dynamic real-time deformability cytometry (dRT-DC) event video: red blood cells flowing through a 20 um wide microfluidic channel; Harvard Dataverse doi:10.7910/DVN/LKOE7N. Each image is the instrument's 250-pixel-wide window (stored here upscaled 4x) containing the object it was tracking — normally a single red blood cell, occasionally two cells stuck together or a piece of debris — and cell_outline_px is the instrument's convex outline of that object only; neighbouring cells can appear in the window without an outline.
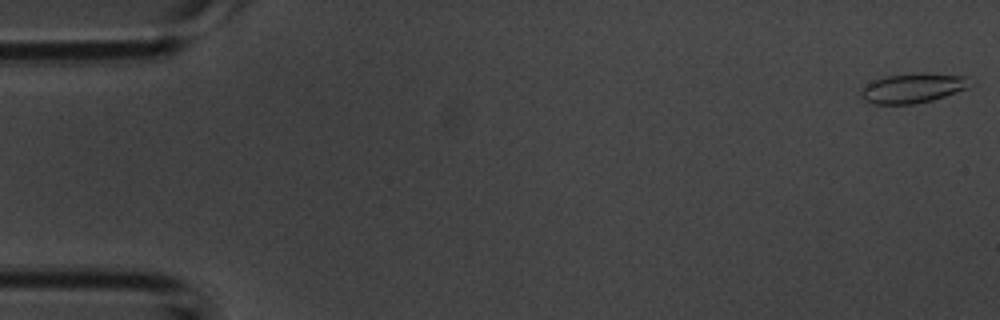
{"species": "common noctule bat (a hibernating species)", "species_latin": "Nyctalus noctula", "temperature_condition": "room temperature", "stored_images_in_passage": 49, "camera_frame_rate_fps": 3000, "um_per_image_px": 0.085, "animal": {"sex": "male", "body_mass_g": 20.1, "forearm_length_mm": 53.5}, "frame": {"image": 1, "passage_image": 1, "time_ms": 0.0, "image_size_px": [1000, 320], "cell_outline_px": [[972, 84], [968, 88], [932, 100], [912, 104], [872, 104], [864, 100], [860, 96], [860, 92], [868, 84], [876, 80], [888, 76], [920, 72], [924, 72], [968, 76]], "centroid_in_image_um": [77.64, 7.48], "position_along_channel_um": 7.4, "area_um2": 18.84}}
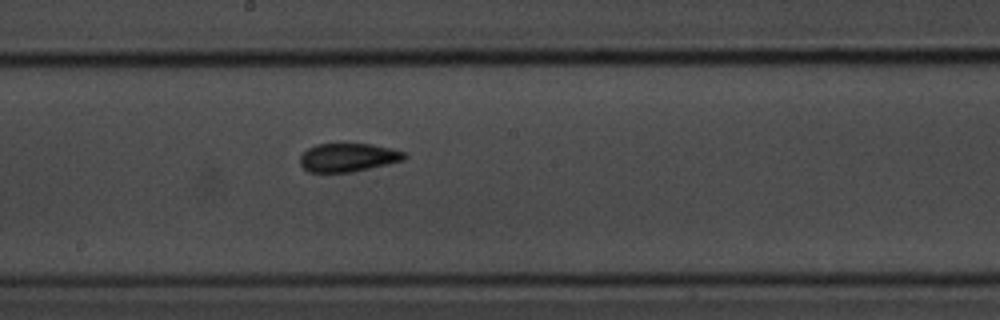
{"frame": {"image": 2, "passage_image": 29, "time_ms": 9.333, "image_size_px": [1000, 320], "cell_outline_px": [[408, 156], [404, 160], [388, 164], [352, 172], [308, 172], [300, 164], [300, 156], [308, 148], [316, 144], [372, 144], [392, 148], [408, 152]], "centroid_in_image_um": [29.63, 13.38], "position_along_channel_um": 218.6, "area_um2": 17.46}}
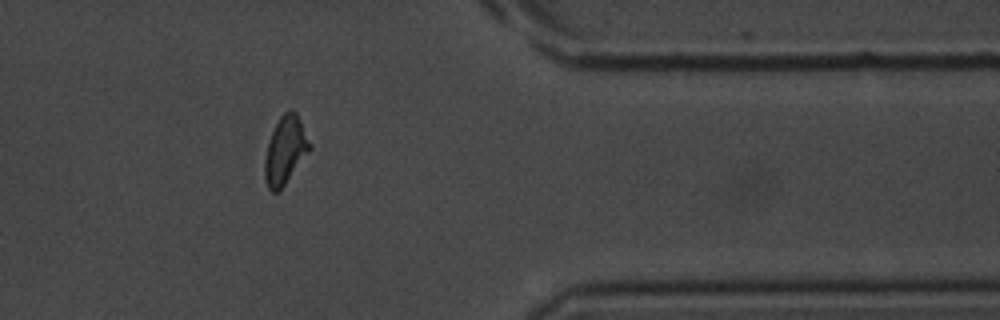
{"frame": {"image": 3, "passage_image": 44, "time_ms": 14.333, "image_size_px": [1000, 320], "cell_outline_px": [[312, 148], [280, 192], [272, 192], [268, 188], [264, 176], [264, 160], [268, 144], [272, 132], [280, 116], [284, 112], [292, 108], [296, 112], [312, 144]], "centroid_in_image_um": [24.26, 12.8], "position_along_channel_um": 387.1, "area_um2": 17.98}}